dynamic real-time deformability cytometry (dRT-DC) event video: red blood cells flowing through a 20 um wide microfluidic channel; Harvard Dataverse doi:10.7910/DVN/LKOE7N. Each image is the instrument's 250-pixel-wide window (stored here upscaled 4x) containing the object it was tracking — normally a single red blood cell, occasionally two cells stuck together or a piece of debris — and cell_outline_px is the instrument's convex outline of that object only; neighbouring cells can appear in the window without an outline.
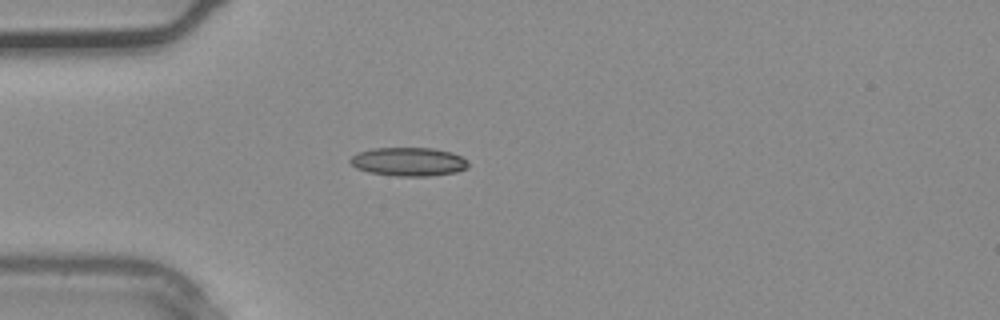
{"species": "common noctule bat (a hibernating species)", "species_latin": "Nyctalus noctula", "temperature_condition": "warm", "stored_images_in_passage": 37, "camera_frame_rate_fps": 3000, "um_per_image_px": 0.085, "animal": {"sex": "male", "body_mass_g": 20.4}, "frame": {"image": 1, "passage_image": 11, "time_ms": 3.333, "image_size_px": [1000, 320], "cell_outline_px": [[468, 168], [456, 172], [428, 176], [396, 176], [368, 172], [356, 168], [348, 160], [356, 152], [372, 148], [432, 148], [452, 152], [468, 160]], "centroid_in_image_um": [34.72, 13.74], "position_along_channel_um": 50.3, "area_um2": 19.83}}